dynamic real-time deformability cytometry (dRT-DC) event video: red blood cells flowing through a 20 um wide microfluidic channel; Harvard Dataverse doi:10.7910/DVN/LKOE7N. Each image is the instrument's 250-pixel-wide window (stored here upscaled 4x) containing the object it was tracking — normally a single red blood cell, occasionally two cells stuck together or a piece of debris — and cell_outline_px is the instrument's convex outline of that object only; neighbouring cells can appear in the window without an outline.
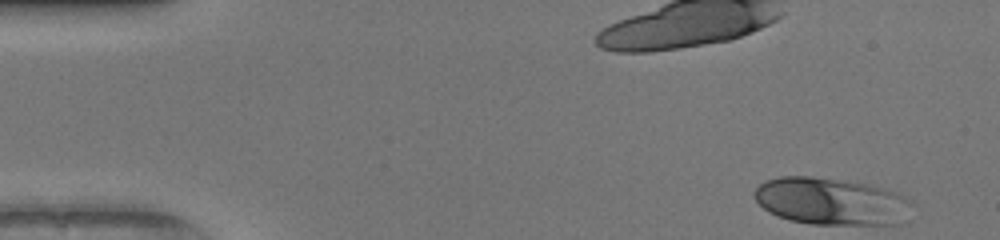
{"species": "human", "species_latin": "Homo sapiens", "temperature_condition": "warm", "stored_images_in_passage": 47, "camera_frame_rate_fps": 3000, "um_per_image_px": 0.085, "donor": {"sex": "female"}, "frame": {"image": 1, "passage_image": 1, "time_ms": 0.0, "image_size_px": [1000, 240], "cell_outline_px": [[916, 204], [908, 224], [812, 224], [788, 220], [776, 216], [768, 212], [752, 196], [752, 192], [764, 180], [780, 176], [812, 176], [864, 184], [896, 192]], "centroid_in_image_um": [70.7, 17.14], "position_along_channel_um": 14.3, "area_um2": 43.99}}
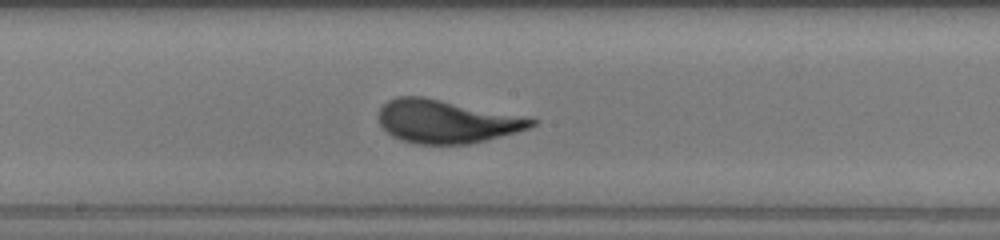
{"frame": {"image": 2, "passage_image": 24, "time_ms": 7.667, "image_size_px": [1000, 240], "cell_outline_px": [[540, 120], [536, 124], [528, 128], [516, 132], [468, 144], [416, 144], [400, 140], [392, 136], [380, 124], [380, 108], [388, 100], [396, 96], [424, 96], [528, 116]], "centroid_in_image_um": [37.99, 10.31], "position_along_channel_um": 210.2, "area_um2": 38.73}}
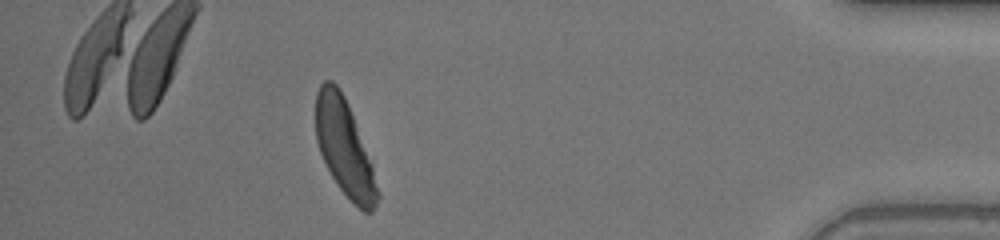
{"frame": {"image": 3, "passage_image": 42, "time_ms": 13.667, "image_size_px": [1000, 240], "cell_outline_px": [[380, 196], [372, 212], [364, 212], [336, 184], [320, 152], [316, 140], [316, 92], [320, 84], [324, 80], [332, 80], [340, 88], [348, 104], [372, 164], [380, 192]], "centroid_in_image_um": [29.28, 12.53], "position_along_channel_um": 405.9, "area_um2": 34.28}, "authors_computed_cell_mechanics": {"area_um2": 37.9168, "velocity_mm_per_s": 4.1237, "shape_relaxation_time_tau1_ms": 3.7489, "shape_relaxation_time_tau2_ms": null, "deformation_change_tau1": 0.2133, "deformation_change_tau2": null}}